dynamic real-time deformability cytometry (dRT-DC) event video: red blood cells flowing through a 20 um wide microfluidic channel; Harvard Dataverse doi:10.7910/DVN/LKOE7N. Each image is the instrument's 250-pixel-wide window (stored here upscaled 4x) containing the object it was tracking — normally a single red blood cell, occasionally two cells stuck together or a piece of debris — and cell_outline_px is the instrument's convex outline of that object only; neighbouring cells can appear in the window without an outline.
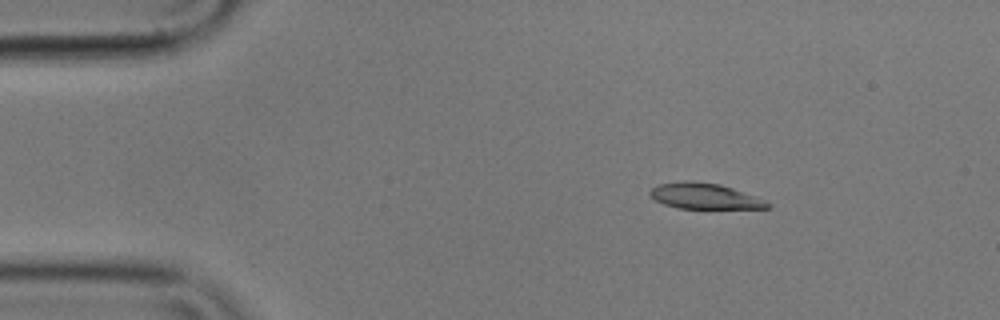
{"species": "common noctule bat (a hibernating species)", "species_latin": "Nyctalus noctula", "temperature_condition": "cold", "stored_images_in_passage": 4, "camera_frame_rate_fps": 3000, "um_per_image_px": 0.085, "animal": {"sex": "male", "body_mass_g": 17.9}, "frame": {"image": 1, "passage_image": 2, "time_ms": 0.333, "image_size_px": [1000, 320], "cell_outline_px": [[772, 208], [680, 208], [664, 204], [656, 200], [648, 192], [652, 188], [660, 184], [720, 184], [732, 188], [764, 200], [772, 204]], "centroid_in_image_um": [59.96, 16.73], "position_along_channel_um": 25.0, "area_um2": 16.42}}